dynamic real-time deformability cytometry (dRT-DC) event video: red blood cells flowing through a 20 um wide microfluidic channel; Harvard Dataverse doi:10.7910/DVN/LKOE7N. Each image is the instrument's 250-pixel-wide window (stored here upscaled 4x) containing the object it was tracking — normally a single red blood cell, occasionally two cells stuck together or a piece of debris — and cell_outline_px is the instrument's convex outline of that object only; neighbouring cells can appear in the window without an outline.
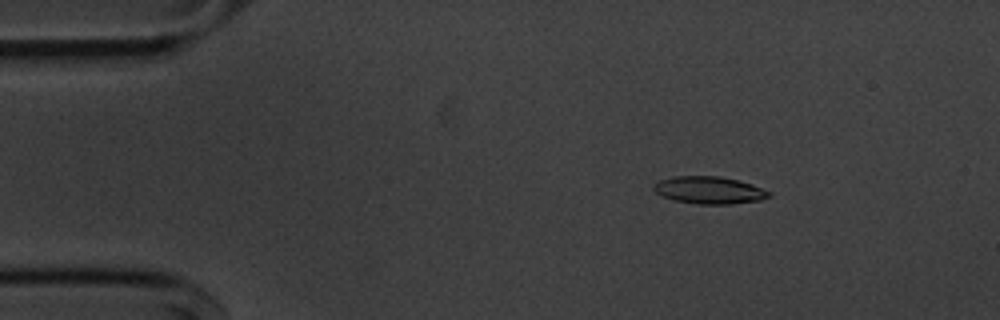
{"species": "common noctule bat (a hibernating species)", "species_latin": "Nyctalus noctula", "temperature_condition": "cold", "stored_images_in_passage": 50, "camera_frame_rate_fps": 3000, "um_per_image_px": 0.085, "animal": {"sex": "male", "body_mass_g": 20.1, "forearm_length_mm": 53.5}, "frame": {"image": 1, "passage_image": 4, "time_ms": 1.0, "image_size_px": [1000, 320], "cell_outline_px": [[772, 196], [760, 200], [732, 204], [696, 204], [672, 200], [656, 192], [652, 188], [652, 184], [660, 180], [672, 176], [720, 176], [752, 184], [772, 192]], "centroid_in_image_um": [60.28, 16.16], "position_along_channel_um": 24.7, "area_um2": 18.5}}
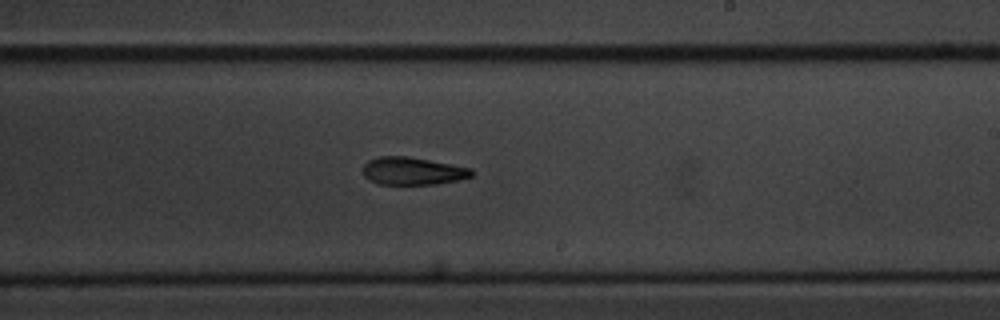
{"frame": {"image": 2, "passage_image": 28, "time_ms": 9.0, "image_size_px": [1000, 320], "cell_outline_px": [[472, 176], [456, 180], [436, 184], [380, 184], [368, 180], [364, 176], [364, 164], [368, 160], [376, 156], [408, 156], [472, 168]], "centroid_in_image_um": [35.04, 14.53], "position_along_channel_um": 254.0, "area_um2": 17.46}}
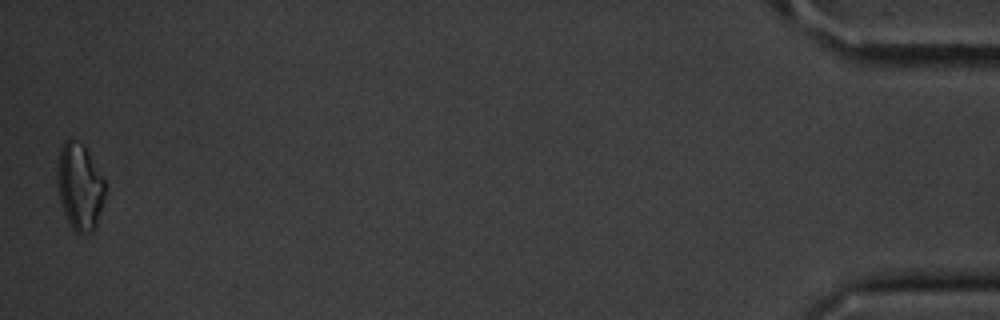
{"frame": {"image": 3, "passage_image": 50, "time_ms": 16.333, "image_size_px": [1000, 320], "cell_outline_px": [[104, 200], [96, 228], [92, 232], [84, 236], [80, 236], [72, 228], [64, 212], [60, 200], [56, 176], [60, 148], [72, 136], [84, 144], [104, 180]], "centroid_in_image_um": [6.78, 15.89], "position_along_channel_um": 428.4, "area_um2": 24.33}, "authors_computed_cell_mechanics": {"area_um2": 18.6116, "velocity_mm_per_s": 3.6404, "shape_relaxation_time_tau1_ms": 3.4916, "shape_relaxation_time_tau2_ms": 8.1754, "deformation_change_tau1": 0.1295, "deformation_change_tau2": 0.1753}}